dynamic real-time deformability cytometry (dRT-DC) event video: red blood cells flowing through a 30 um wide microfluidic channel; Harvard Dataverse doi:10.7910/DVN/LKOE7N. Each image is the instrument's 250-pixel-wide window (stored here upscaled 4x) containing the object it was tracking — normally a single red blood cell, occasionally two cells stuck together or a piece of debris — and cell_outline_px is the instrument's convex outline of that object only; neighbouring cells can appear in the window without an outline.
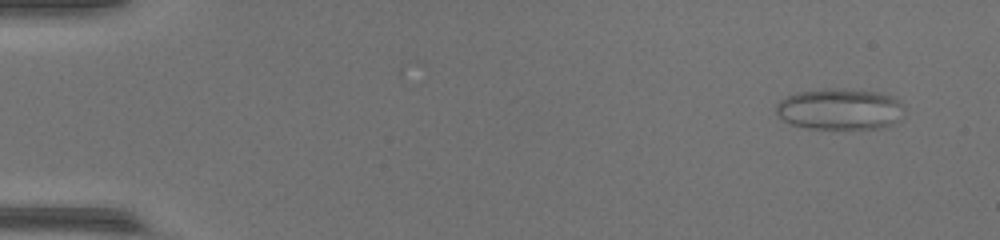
{"species": "common noctule bat (a hibernating species)", "species_latin": "Nyctalus noctula", "temperature_condition": "warm", "stored_images_in_passage": 49, "camera_frame_rate_fps": 3000, "um_per_image_px": 0.085, "animal": {"sex": "female", "body_mass_g": 17.0, "forearm_length_mm": 48.0}, "frame": {"image": 1, "passage_image": 4, "time_ms": 1.0, "image_size_px": [1000, 240], "cell_outline_px": [[904, 108], [900, 120], [892, 124], [880, 128], [808, 128], [792, 124], [784, 120], [776, 112], [776, 104], [780, 100], [796, 92], [824, 88], [844, 88], [876, 92], [892, 96], [900, 100], [904, 104]], "centroid_in_image_um": [71.41, 9.26], "position_along_channel_um": 13.6, "area_um2": 30.92}}
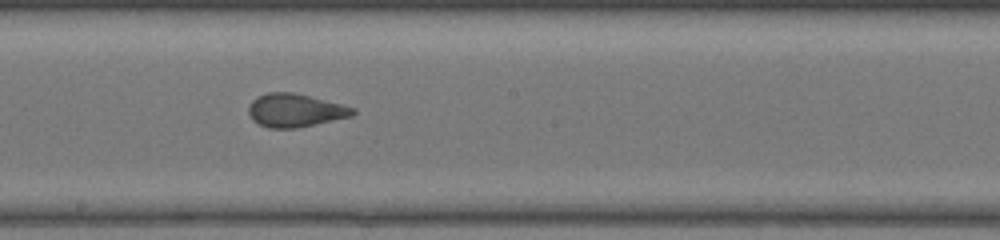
{"frame": {"image": 2, "passage_image": 28, "time_ms": 9.0, "image_size_px": [1000, 240], "cell_outline_px": [[356, 112], [352, 116], [296, 128], [268, 128], [252, 120], [248, 112], [248, 108], [252, 100], [256, 96], [268, 92], [292, 92], [356, 108]], "centroid_in_image_um": [25.05, 9.38], "position_along_channel_um": 223.1, "area_um2": 20.06}}
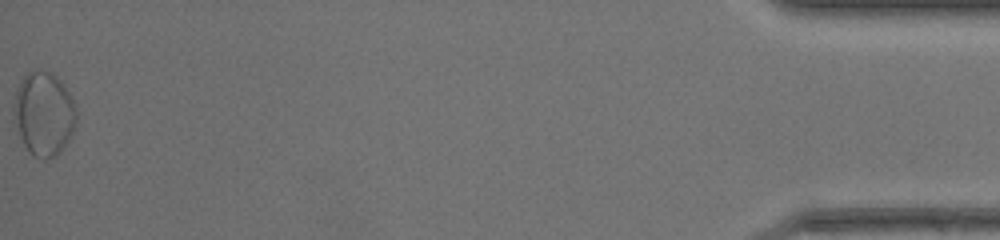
{"frame": {"image": 3, "passage_image": 49, "time_ms": 16.0, "image_size_px": [1000, 240], "cell_outline_px": [[76, 120], [72, 132], [68, 140], [60, 152], [56, 156], [44, 160], [40, 160], [32, 156], [28, 152], [12, 120], [12, 108], [16, 88], [20, 80], [28, 72], [36, 68], [52, 72], [64, 84], [76, 108]], "centroid_in_image_um": [3.68, 9.66], "position_along_channel_um": 431.5, "area_um2": 31.21}, "authors_computed_cell_mechanics": {"area_um2": 23.2356, "velocity_mm_per_s": 4.3628, "shape_relaxation_time_tau1_ms": null, "shape_relaxation_time_tau2_ms": 0.677, "deformation_change_tau1": null, "deformation_change_tau2": 0.0788}}